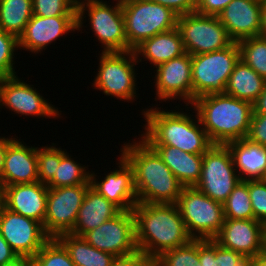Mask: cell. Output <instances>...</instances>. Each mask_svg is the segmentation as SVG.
I'll list each match as a JSON object with an SVG mask.
<instances>
[{"label": "cell", "mask_w": 266, "mask_h": 266, "mask_svg": "<svg viewBox=\"0 0 266 266\" xmlns=\"http://www.w3.org/2000/svg\"><path fill=\"white\" fill-rule=\"evenodd\" d=\"M138 139H132V143L128 140L120 148L133 168L138 203L175 204L184 186L158 153L141 137Z\"/></svg>", "instance_id": "6da1fadb"}, {"label": "cell", "mask_w": 266, "mask_h": 266, "mask_svg": "<svg viewBox=\"0 0 266 266\" xmlns=\"http://www.w3.org/2000/svg\"><path fill=\"white\" fill-rule=\"evenodd\" d=\"M183 106L185 112L182 110L184 108L180 110L177 106H175L177 111L164 110L161 106L157 107V104L156 107L152 105L149 109H143L141 115L144 116L146 124L145 131L139 137L149 145H167L191 154H204L213 144L202 127L196 111L192 112L196 115H191L187 112L193 108Z\"/></svg>", "instance_id": "7a4b0ae2"}, {"label": "cell", "mask_w": 266, "mask_h": 266, "mask_svg": "<svg viewBox=\"0 0 266 266\" xmlns=\"http://www.w3.org/2000/svg\"><path fill=\"white\" fill-rule=\"evenodd\" d=\"M133 213L137 248L152 262L164 251L193 239L176 204L137 203Z\"/></svg>", "instance_id": "3957f363"}, {"label": "cell", "mask_w": 266, "mask_h": 266, "mask_svg": "<svg viewBox=\"0 0 266 266\" xmlns=\"http://www.w3.org/2000/svg\"><path fill=\"white\" fill-rule=\"evenodd\" d=\"M190 106L213 145L246 138L253 115L250 102L219 93L200 96Z\"/></svg>", "instance_id": "277c9868"}, {"label": "cell", "mask_w": 266, "mask_h": 266, "mask_svg": "<svg viewBox=\"0 0 266 266\" xmlns=\"http://www.w3.org/2000/svg\"><path fill=\"white\" fill-rule=\"evenodd\" d=\"M114 1L117 3L111 4L113 6L104 0H79L77 3V31L83 33L81 28L88 20L94 37L101 43L102 52L127 51L121 0H113L111 3Z\"/></svg>", "instance_id": "5b68a950"}, {"label": "cell", "mask_w": 266, "mask_h": 266, "mask_svg": "<svg viewBox=\"0 0 266 266\" xmlns=\"http://www.w3.org/2000/svg\"><path fill=\"white\" fill-rule=\"evenodd\" d=\"M127 51L144 40L177 27L178 15L170 8L148 0H121Z\"/></svg>", "instance_id": "8992f818"}, {"label": "cell", "mask_w": 266, "mask_h": 266, "mask_svg": "<svg viewBox=\"0 0 266 266\" xmlns=\"http://www.w3.org/2000/svg\"><path fill=\"white\" fill-rule=\"evenodd\" d=\"M98 60V71L92 86L104 95L116 97L120 101L132 102L136 99L137 57L134 50L124 52H101ZM137 87V88H136Z\"/></svg>", "instance_id": "52a82bcc"}, {"label": "cell", "mask_w": 266, "mask_h": 266, "mask_svg": "<svg viewBox=\"0 0 266 266\" xmlns=\"http://www.w3.org/2000/svg\"><path fill=\"white\" fill-rule=\"evenodd\" d=\"M239 59L237 42L221 50L191 56L192 103L200 96L225 93L230 74Z\"/></svg>", "instance_id": "ba28073f"}, {"label": "cell", "mask_w": 266, "mask_h": 266, "mask_svg": "<svg viewBox=\"0 0 266 266\" xmlns=\"http://www.w3.org/2000/svg\"><path fill=\"white\" fill-rule=\"evenodd\" d=\"M175 204L193 239H214L224 224L223 204L195 187H183Z\"/></svg>", "instance_id": "9c48e42d"}, {"label": "cell", "mask_w": 266, "mask_h": 266, "mask_svg": "<svg viewBox=\"0 0 266 266\" xmlns=\"http://www.w3.org/2000/svg\"><path fill=\"white\" fill-rule=\"evenodd\" d=\"M240 181L228 147L212 145L203 154L201 176L194 187L223 204Z\"/></svg>", "instance_id": "30bf717a"}, {"label": "cell", "mask_w": 266, "mask_h": 266, "mask_svg": "<svg viewBox=\"0 0 266 266\" xmlns=\"http://www.w3.org/2000/svg\"><path fill=\"white\" fill-rule=\"evenodd\" d=\"M177 28L185 51L191 56L221 50L233 42L218 16L197 12L180 15Z\"/></svg>", "instance_id": "8fae6325"}, {"label": "cell", "mask_w": 266, "mask_h": 266, "mask_svg": "<svg viewBox=\"0 0 266 266\" xmlns=\"http://www.w3.org/2000/svg\"><path fill=\"white\" fill-rule=\"evenodd\" d=\"M91 185L49 188L43 228L50 238L70 233L75 226L78 211Z\"/></svg>", "instance_id": "7c38bea8"}, {"label": "cell", "mask_w": 266, "mask_h": 266, "mask_svg": "<svg viewBox=\"0 0 266 266\" xmlns=\"http://www.w3.org/2000/svg\"><path fill=\"white\" fill-rule=\"evenodd\" d=\"M33 86L20 80L18 75L0 78V108L4 106L16 115L26 118L62 117V111L47 101Z\"/></svg>", "instance_id": "4fadbf2b"}, {"label": "cell", "mask_w": 266, "mask_h": 266, "mask_svg": "<svg viewBox=\"0 0 266 266\" xmlns=\"http://www.w3.org/2000/svg\"><path fill=\"white\" fill-rule=\"evenodd\" d=\"M90 245L115 257L138 251L133 211H121L82 236Z\"/></svg>", "instance_id": "5bb4252c"}, {"label": "cell", "mask_w": 266, "mask_h": 266, "mask_svg": "<svg viewBox=\"0 0 266 266\" xmlns=\"http://www.w3.org/2000/svg\"><path fill=\"white\" fill-rule=\"evenodd\" d=\"M0 233L18 257L32 259L50 237L43 225L7 209L0 211Z\"/></svg>", "instance_id": "9a60e30c"}, {"label": "cell", "mask_w": 266, "mask_h": 266, "mask_svg": "<svg viewBox=\"0 0 266 266\" xmlns=\"http://www.w3.org/2000/svg\"><path fill=\"white\" fill-rule=\"evenodd\" d=\"M154 79L155 100L168 102L177 99L186 106L192 104V62L191 55L185 53L177 58L164 62L157 67Z\"/></svg>", "instance_id": "2e32d148"}, {"label": "cell", "mask_w": 266, "mask_h": 266, "mask_svg": "<svg viewBox=\"0 0 266 266\" xmlns=\"http://www.w3.org/2000/svg\"><path fill=\"white\" fill-rule=\"evenodd\" d=\"M264 226L256 219H225L213 240L250 260L264 252Z\"/></svg>", "instance_id": "e0dca14e"}, {"label": "cell", "mask_w": 266, "mask_h": 266, "mask_svg": "<svg viewBox=\"0 0 266 266\" xmlns=\"http://www.w3.org/2000/svg\"><path fill=\"white\" fill-rule=\"evenodd\" d=\"M116 160H118L116 164L118 168L107 172L105 177L102 176L99 181L100 178L95 172L90 171L91 187L122 211H133L138 203L134 187L133 168L121 154Z\"/></svg>", "instance_id": "ac0fdd59"}, {"label": "cell", "mask_w": 266, "mask_h": 266, "mask_svg": "<svg viewBox=\"0 0 266 266\" xmlns=\"http://www.w3.org/2000/svg\"><path fill=\"white\" fill-rule=\"evenodd\" d=\"M77 30V16L40 17L33 15L18 37L19 49L43 52L63 35Z\"/></svg>", "instance_id": "d6986e66"}, {"label": "cell", "mask_w": 266, "mask_h": 266, "mask_svg": "<svg viewBox=\"0 0 266 266\" xmlns=\"http://www.w3.org/2000/svg\"><path fill=\"white\" fill-rule=\"evenodd\" d=\"M7 136V150L0 184L2 187L38 181L37 147Z\"/></svg>", "instance_id": "ffe728a7"}, {"label": "cell", "mask_w": 266, "mask_h": 266, "mask_svg": "<svg viewBox=\"0 0 266 266\" xmlns=\"http://www.w3.org/2000/svg\"><path fill=\"white\" fill-rule=\"evenodd\" d=\"M218 18L233 42L260 36L261 1L232 0Z\"/></svg>", "instance_id": "44dd1931"}, {"label": "cell", "mask_w": 266, "mask_h": 266, "mask_svg": "<svg viewBox=\"0 0 266 266\" xmlns=\"http://www.w3.org/2000/svg\"><path fill=\"white\" fill-rule=\"evenodd\" d=\"M47 185L39 181L14 184L3 188L4 206L22 216L44 224L47 207Z\"/></svg>", "instance_id": "7402d4cb"}, {"label": "cell", "mask_w": 266, "mask_h": 266, "mask_svg": "<svg viewBox=\"0 0 266 266\" xmlns=\"http://www.w3.org/2000/svg\"><path fill=\"white\" fill-rule=\"evenodd\" d=\"M121 211L118 206L90 186L86 191L75 226L70 234L82 237L86 232L99 227Z\"/></svg>", "instance_id": "603a6c76"}, {"label": "cell", "mask_w": 266, "mask_h": 266, "mask_svg": "<svg viewBox=\"0 0 266 266\" xmlns=\"http://www.w3.org/2000/svg\"><path fill=\"white\" fill-rule=\"evenodd\" d=\"M240 180H261L266 171V147L247 138L226 144Z\"/></svg>", "instance_id": "cb8c5ba5"}, {"label": "cell", "mask_w": 266, "mask_h": 266, "mask_svg": "<svg viewBox=\"0 0 266 266\" xmlns=\"http://www.w3.org/2000/svg\"><path fill=\"white\" fill-rule=\"evenodd\" d=\"M138 63L149 61L153 70L158 65L186 53L179 29L156 34L134 49ZM143 57V58H142ZM142 59H144L142 61Z\"/></svg>", "instance_id": "d4e9b609"}, {"label": "cell", "mask_w": 266, "mask_h": 266, "mask_svg": "<svg viewBox=\"0 0 266 266\" xmlns=\"http://www.w3.org/2000/svg\"><path fill=\"white\" fill-rule=\"evenodd\" d=\"M184 187H194L200 179L203 154H191L167 145H150Z\"/></svg>", "instance_id": "484cf974"}, {"label": "cell", "mask_w": 266, "mask_h": 266, "mask_svg": "<svg viewBox=\"0 0 266 266\" xmlns=\"http://www.w3.org/2000/svg\"><path fill=\"white\" fill-rule=\"evenodd\" d=\"M265 81L256 71L239 59L230 74L225 94L253 104L263 91Z\"/></svg>", "instance_id": "4316f807"}, {"label": "cell", "mask_w": 266, "mask_h": 266, "mask_svg": "<svg viewBox=\"0 0 266 266\" xmlns=\"http://www.w3.org/2000/svg\"><path fill=\"white\" fill-rule=\"evenodd\" d=\"M57 239L67 249L76 266H110L115 258L110 253L96 249L80 236L64 233Z\"/></svg>", "instance_id": "83f0119b"}, {"label": "cell", "mask_w": 266, "mask_h": 266, "mask_svg": "<svg viewBox=\"0 0 266 266\" xmlns=\"http://www.w3.org/2000/svg\"><path fill=\"white\" fill-rule=\"evenodd\" d=\"M33 16L32 0H0V28L19 37Z\"/></svg>", "instance_id": "f1b7e54d"}, {"label": "cell", "mask_w": 266, "mask_h": 266, "mask_svg": "<svg viewBox=\"0 0 266 266\" xmlns=\"http://www.w3.org/2000/svg\"><path fill=\"white\" fill-rule=\"evenodd\" d=\"M74 161L72 155L60 148V164L48 188L66 187L74 185H91L90 171L85 166ZM87 168V169H86Z\"/></svg>", "instance_id": "f546056e"}, {"label": "cell", "mask_w": 266, "mask_h": 266, "mask_svg": "<svg viewBox=\"0 0 266 266\" xmlns=\"http://www.w3.org/2000/svg\"><path fill=\"white\" fill-rule=\"evenodd\" d=\"M199 262L201 266H247L244 255L221 247L213 239H199Z\"/></svg>", "instance_id": "4dcf8cb0"}, {"label": "cell", "mask_w": 266, "mask_h": 266, "mask_svg": "<svg viewBox=\"0 0 266 266\" xmlns=\"http://www.w3.org/2000/svg\"><path fill=\"white\" fill-rule=\"evenodd\" d=\"M225 219H254L251 199L248 192V181H240L223 203Z\"/></svg>", "instance_id": "1f68e13d"}, {"label": "cell", "mask_w": 266, "mask_h": 266, "mask_svg": "<svg viewBox=\"0 0 266 266\" xmlns=\"http://www.w3.org/2000/svg\"><path fill=\"white\" fill-rule=\"evenodd\" d=\"M240 60L266 80V37L254 36L237 42Z\"/></svg>", "instance_id": "d6a6232c"}, {"label": "cell", "mask_w": 266, "mask_h": 266, "mask_svg": "<svg viewBox=\"0 0 266 266\" xmlns=\"http://www.w3.org/2000/svg\"><path fill=\"white\" fill-rule=\"evenodd\" d=\"M152 266H201L199 262V239L164 251L153 262Z\"/></svg>", "instance_id": "836d02e7"}, {"label": "cell", "mask_w": 266, "mask_h": 266, "mask_svg": "<svg viewBox=\"0 0 266 266\" xmlns=\"http://www.w3.org/2000/svg\"><path fill=\"white\" fill-rule=\"evenodd\" d=\"M31 261L33 266H76L57 238H50Z\"/></svg>", "instance_id": "e575fe53"}, {"label": "cell", "mask_w": 266, "mask_h": 266, "mask_svg": "<svg viewBox=\"0 0 266 266\" xmlns=\"http://www.w3.org/2000/svg\"><path fill=\"white\" fill-rule=\"evenodd\" d=\"M51 144L52 146L47 144L37 147L38 181L44 185L52 181L60 164V147H56L55 143Z\"/></svg>", "instance_id": "d590c367"}, {"label": "cell", "mask_w": 266, "mask_h": 266, "mask_svg": "<svg viewBox=\"0 0 266 266\" xmlns=\"http://www.w3.org/2000/svg\"><path fill=\"white\" fill-rule=\"evenodd\" d=\"M17 50H20L18 37L0 28V78L17 75L14 68Z\"/></svg>", "instance_id": "8d00e7d4"}, {"label": "cell", "mask_w": 266, "mask_h": 266, "mask_svg": "<svg viewBox=\"0 0 266 266\" xmlns=\"http://www.w3.org/2000/svg\"><path fill=\"white\" fill-rule=\"evenodd\" d=\"M32 9L40 17L77 16L74 0H32Z\"/></svg>", "instance_id": "74e56055"}, {"label": "cell", "mask_w": 266, "mask_h": 266, "mask_svg": "<svg viewBox=\"0 0 266 266\" xmlns=\"http://www.w3.org/2000/svg\"><path fill=\"white\" fill-rule=\"evenodd\" d=\"M248 192L251 199L254 219L266 224V182L248 180Z\"/></svg>", "instance_id": "f35d334b"}, {"label": "cell", "mask_w": 266, "mask_h": 266, "mask_svg": "<svg viewBox=\"0 0 266 266\" xmlns=\"http://www.w3.org/2000/svg\"><path fill=\"white\" fill-rule=\"evenodd\" d=\"M246 138L266 147V114L253 113Z\"/></svg>", "instance_id": "ab89813d"}, {"label": "cell", "mask_w": 266, "mask_h": 266, "mask_svg": "<svg viewBox=\"0 0 266 266\" xmlns=\"http://www.w3.org/2000/svg\"><path fill=\"white\" fill-rule=\"evenodd\" d=\"M110 266H152V261L138 250L126 256L115 257Z\"/></svg>", "instance_id": "60d3db41"}, {"label": "cell", "mask_w": 266, "mask_h": 266, "mask_svg": "<svg viewBox=\"0 0 266 266\" xmlns=\"http://www.w3.org/2000/svg\"><path fill=\"white\" fill-rule=\"evenodd\" d=\"M170 8L178 16L193 13L196 10L197 0H148Z\"/></svg>", "instance_id": "b9f144b4"}, {"label": "cell", "mask_w": 266, "mask_h": 266, "mask_svg": "<svg viewBox=\"0 0 266 266\" xmlns=\"http://www.w3.org/2000/svg\"><path fill=\"white\" fill-rule=\"evenodd\" d=\"M232 0H197L195 12L218 16Z\"/></svg>", "instance_id": "7bdbcfd3"}, {"label": "cell", "mask_w": 266, "mask_h": 266, "mask_svg": "<svg viewBox=\"0 0 266 266\" xmlns=\"http://www.w3.org/2000/svg\"><path fill=\"white\" fill-rule=\"evenodd\" d=\"M18 258V255L13 251L11 246L0 233V266L12 263Z\"/></svg>", "instance_id": "ee69618b"}, {"label": "cell", "mask_w": 266, "mask_h": 266, "mask_svg": "<svg viewBox=\"0 0 266 266\" xmlns=\"http://www.w3.org/2000/svg\"><path fill=\"white\" fill-rule=\"evenodd\" d=\"M253 113L266 114V81L264 84L263 91L253 103Z\"/></svg>", "instance_id": "f6af8a7d"}, {"label": "cell", "mask_w": 266, "mask_h": 266, "mask_svg": "<svg viewBox=\"0 0 266 266\" xmlns=\"http://www.w3.org/2000/svg\"><path fill=\"white\" fill-rule=\"evenodd\" d=\"M7 150V137L0 136V180L2 178V171L4 167V158Z\"/></svg>", "instance_id": "bcb514c9"}, {"label": "cell", "mask_w": 266, "mask_h": 266, "mask_svg": "<svg viewBox=\"0 0 266 266\" xmlns=\"http://www.w3.org/2000/svg\"><path fill=\"white\" fill-rule=\"evenodd\" d=\"M260 36L266 37V0L261 1V31Z\"/></svg>", "instance_id": "7dc6e473"}, {"label": "cell", "mask_w": 266, "mask_h": 266, "mask_svg": "<svg viewBox=\"0 0 266 266\" xmlns=\"http://www.w3.org/2000/svg\"><path fill=\"white\" fill-rule=\"evenodd\" d=\"M251 266H266V253L263 252L249 260Z\"/></svg>", "instance_id": "c3c4849f"}, {"label": "cell", "mask_w": 266, "mask_h": 266, "mask_svg": "<svg viewBox=\"0 0 266 266\" xmlns=\"http://www.w3.org/2000/svg\"><path fill=\"white\" fill-rule=\"evenodd\" d=\"M3 266H33V265L31 259L25 257H19L14 262Z\"/></svg>", "instance_id": "681fc988"}, {"label": "cell", "mask_w": 266, "mask_h": 266, "mask_svg": "<svg viewBox=\"0 0 266 266\" xmlns=\"http://www.w3.org/2000/svg\"><path fill=\"white\" fill-rule=\"evenodd\" d=\"M4 205V200H3V187H0V211H1V208L3 207Z\"/></svg>", "instance_id": "f907efd6"}, {"label": "cell", "mask_w": 266, "mask_h": 266, "mask_svg": "<svg viewBox=\"0 0 266 266\" xmlns=\"http://www.w3.org/2000/svg\"><path fill=\"white\" fill-rule=\"evenodd\" d=\"M264 252L266 253V224L264 226Z\"/></svg>", "instance_id": "816d5d0a"}, {"label": "cell", "mask_w": 266, "mask_h": 266, "mask_svg": "<svg viewBox=\"0 0 266 266\" xmlns=\"http://www.w3.org/2000/svg\"><path fill=\"white\" fill-rule=\"evenodd\" d=\"M261 180L264 181V182H266V171H265V173H264V175H263V177H262Z\"/></svg>", "instance_id": "f5cc1de1"}]
</instances>
